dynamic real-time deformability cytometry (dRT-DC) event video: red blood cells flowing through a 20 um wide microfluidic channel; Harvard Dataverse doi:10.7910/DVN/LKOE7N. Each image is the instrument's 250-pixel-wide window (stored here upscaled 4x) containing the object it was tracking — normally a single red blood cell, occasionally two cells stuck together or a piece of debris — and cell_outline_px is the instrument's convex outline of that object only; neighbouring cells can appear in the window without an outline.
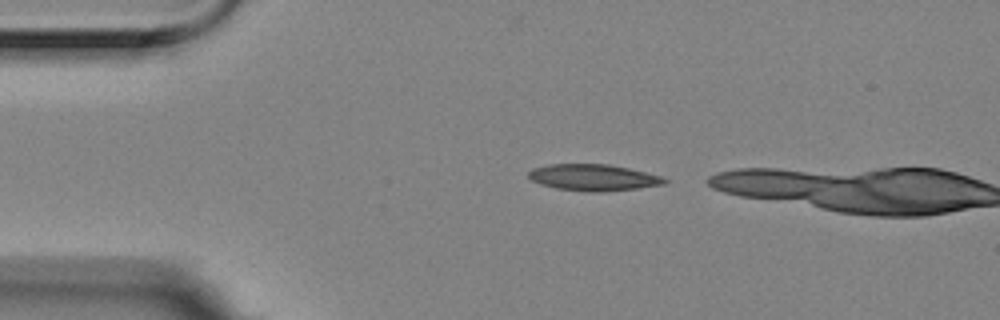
{"species": "Egyptian fruit bat (a non-hibernating species)", "species_latin": "Rousettus aegyptiacus", "temperature_condition": "room temperature", "stored_images_in_passage": 2, "camera_frame_rate_fps": 3000, "um_per_image_px": 0.085, "animal": {"sex": "female"}, "frame": {"image": 1, "passage_image": 1, "time_ms": 0.0, "image_size_px": [1000, 320], "cell_outline_px": [[668, 180], [664, 184], [636, 188], [604, 192], [588, 192], [556, 188], [540, 184], [532, 180], [528, 176], [528, 172], [532, 168], [548, 164], [608, 164], [628, 168], [660, 176]], "centroid_in_image_um": [50.39, 15.08], "position_along_channel_um": 34.6, "area_um2": 20.87}}